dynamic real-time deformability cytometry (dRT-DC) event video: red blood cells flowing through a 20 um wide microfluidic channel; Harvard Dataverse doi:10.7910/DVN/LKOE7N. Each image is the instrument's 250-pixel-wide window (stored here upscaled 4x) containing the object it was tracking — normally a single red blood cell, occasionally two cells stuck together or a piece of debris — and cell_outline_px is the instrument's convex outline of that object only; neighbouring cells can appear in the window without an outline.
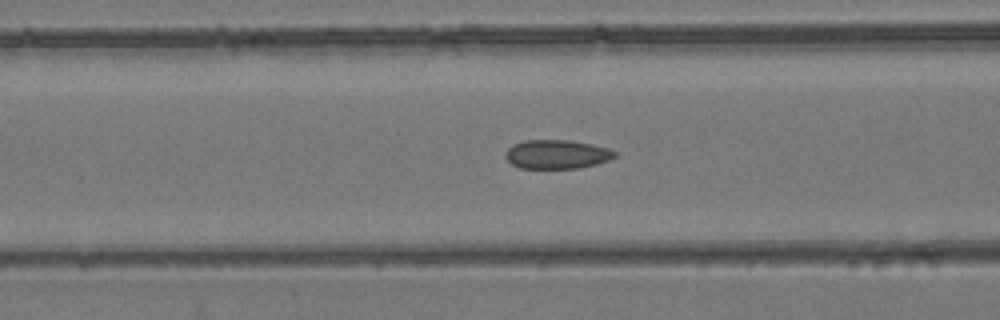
{"species": "common noctule bat (a hibernating species)", "species_latin": "Nyctalus noctula", "temperature_condition": "room temperature", "stored_images_in_passage": 56, "camera_frame_rate_fps": 3000, "um_per_image_px": 0.085, "animal": {"sex": "female", "body_mass_g": 24.6, "forearm_length_mm": 56.2}, "frame": {"image": 1, "passage_image": 23, "time_ms": 7.333, "image_size_px": [1000, 320], "cell_outline_px": [[616, 156], [608, 160], [596, 164], [576, 168], [520, 168], [512, 164], [504, 156], [508, 148], [512, 144], [524, 140], [568, 140], [592, 144], [608, 148], [616, 152]], "centroid_in_image_um": [47.31, 13.11], "position_along_channel_um": 119.3, "area_um2": 18.38}}
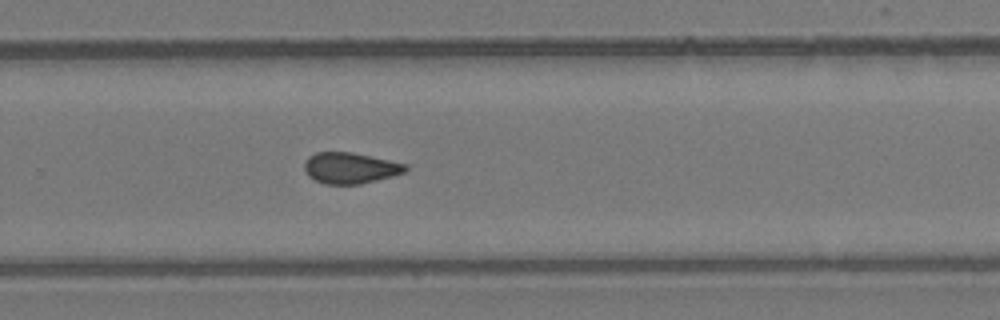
{"frame": {"image": 2, "passage_image": 37, "time_ms": 12.0, "image_size_px": [1000, 320], "cell_outline_px": [[408, 168], [404, 172], [392, 176], [360, 184], [324, 184], [308, 176], [304, 168], [304, 164], [308, 156], [316, 152], [352, 152], [408, 164]], "centroid_in_image_um": [29.76, 14.27], "position_along_channel_um": 300.0, "area_um2": 18.26}}
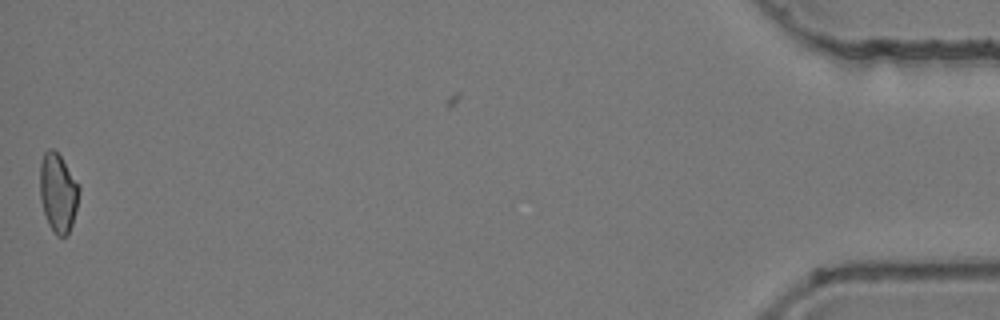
{"frame": {"image": 3, "passage_image": 55, "time_ms": 18.0, "image_size_px": [1000, 320], "cell_outline_px": [[80, 192], [72, 224], [68, 232], [64, 236], [56, 236], [48, 224], [40, 200], [40, 164], [44, 152], [48, 148], [52, 148], [60, 156], [80, 184]], "centroid_in_image_um": [4.93, 16.36], "position_along_channel_um": 430.3, "area_um2": 18.03}, "authors_computed_cell_mechanics": {"area_um2": 18.7272, "velocity_mm_per_s": 3.8815, "shape_relaxation_time_tau1_ms": null, "shape_relaxation_time_tau2_ms": 2.1575, "deformation_change_tau1": null, "deformation_change_tau2": 0.0671}}